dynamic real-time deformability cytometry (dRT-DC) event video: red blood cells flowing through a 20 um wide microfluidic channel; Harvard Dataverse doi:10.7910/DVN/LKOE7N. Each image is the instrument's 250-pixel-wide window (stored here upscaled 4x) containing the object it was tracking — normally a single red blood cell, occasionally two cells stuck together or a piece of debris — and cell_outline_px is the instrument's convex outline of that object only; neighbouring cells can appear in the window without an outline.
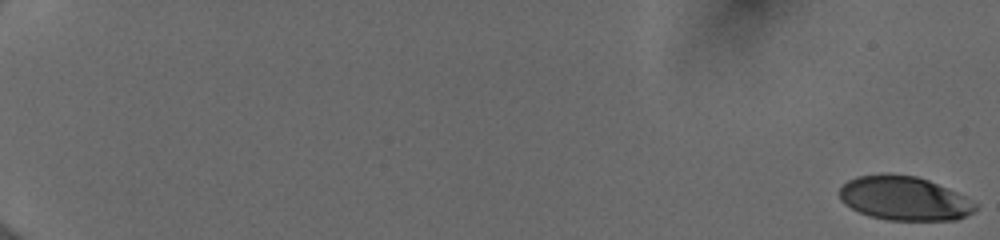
{"species": "human", "species_latin": "Homo sapiens", "temperature_condition": "cold", "stored_images_in_passage": 55, "camera_frame_rate_fps": 3000, "um_per_image_px": 0.085, "donor": {"sex": "female"}, "frame": {"image": 1, "passage_image": 1, "time_ms": 0.0, "image_size_px": [1000, 240], "cell_outline_px": [[976, 208], [972, 212], [956, 220], [888, 220], [872, 216], [860, 212], [844, 204], [840, 200], [840, 188], [848, 180], [856, 176], [916, 176], [928, 180], [956, 192], [964, 196], [976, 204]], "centroid_in_image_um": [76.86, 16.89], "position_along_channel_um": 8.1, "area_um2": 33.93}}
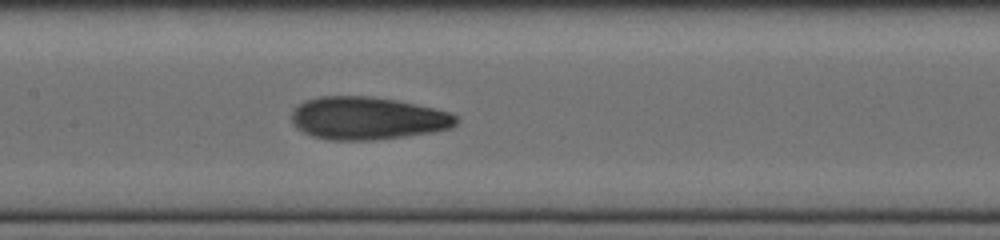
{"frame": {"image": 2, "passage_image": 31, "time_ms": 10.0, "image_size_px": [1000, 240], "cell_outline_px": [[456, 124], [452, 128], [404, 136], [376, 140], [328, 140], [312, 136], [296, 128], [292, 124], [292, 112], [304, 100], [320, 96], [372, 96], [396, 100], [432, 108], [448, 112], [456, 116]], "centroid_in_image_um": [31.18, 10.05], "position_along_channel_um": 176.2, "area_um2": 40.81}}
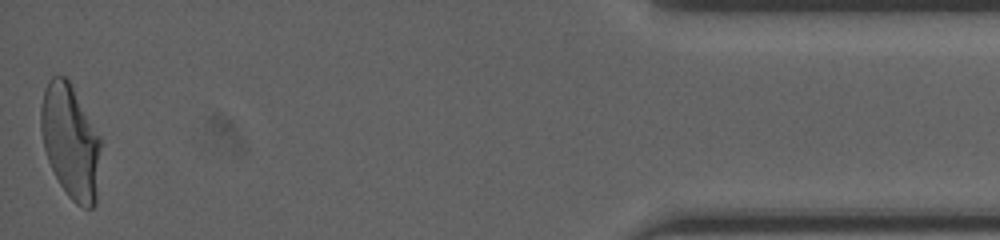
{"frame": {"image": 3, "passage_image": 55, "time_ms": 18.0, "image_size_px": [1000, 240], "cell_outline_px": [[100, 148], [96, 204], [92, 208], [84, 208], [76, 204], [68, 196], [60, 184], [48, 160], [44, 148], [40, 128], [40, 108], [44, 88], [48, 80], [52, 76], [64, 76], [68, 80], [100, 136]], "centroid_in_image_um": [5.97, 12.04], "position_along_channel_um": 429.2, "area_um2": 39.54}, "authors_computed_cell_mechanics": {"area_um2": 38.726, "velocity_mm_per_s": 3.9954, "shape_relaxation_time_tau1_ms": 4.3774, "shape_relaxation_time_tau2_ms": 1.1132, "deformation_change_tau1": 0.1874, "deformation_change_tau2": 0.0735}}